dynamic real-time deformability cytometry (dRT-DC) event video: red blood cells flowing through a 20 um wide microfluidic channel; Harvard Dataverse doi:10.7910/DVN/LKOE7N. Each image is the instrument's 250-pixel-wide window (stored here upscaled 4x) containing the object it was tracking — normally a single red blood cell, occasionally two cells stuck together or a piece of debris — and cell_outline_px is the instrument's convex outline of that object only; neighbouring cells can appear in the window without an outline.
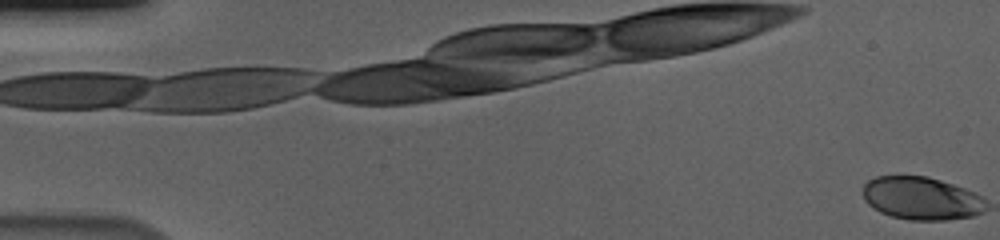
{"species": "human", "species_latin": "Homo sapiens", "temperature_condition": "cold", "stored_images_in_passage": 59, "camera_frame_rate_fps": 3000, "um_per_image_px": 0.085, "donor": {"sex": "male"}, "frame": {"image": 1, "passage_image": 1, "time_ms": 0.0, "image_size_px": [1000, 240], "cell_outline_px": [[980, 212], [968, 216], [940, 220], [912, 220], [892, 216], [876, 208], [864, 196], [864, 184], [868, 180], [880, 176], [924, 176], [960, 188], [976, 196]], "centroid_in_image_um": [78.16, 16.85], "position_along_channel_um": 6.8, "area_um2": 28.61}}
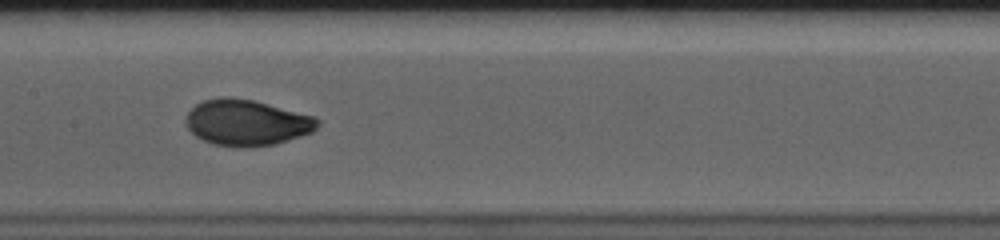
{"frame": {"image": 2, "passage_image": 31, "time_ms": 10.0, "image_size_px": [1000, 240], "cell_outline_px": [[316, 124], [308, 132], [272, 144], [216, 144], [204, 140], [196, 136], [188, 128], [188, 112], [196, 104], [204, 100], [252, 100], [312, 116], [316, 120]], "centroid_in_image_um": [20.91, 10.4], "position_along_channel_um": 186.5, "area_um2": 32.43}}
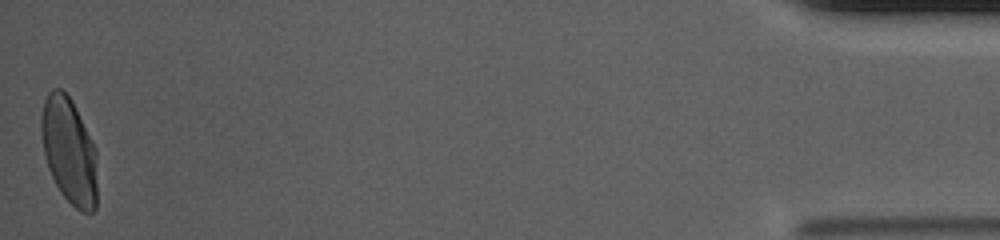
{"frame": {"image": 3, "passage_image": 59, "time_ms": 19.333, "image_size_px": [1000, 240], "cell_outline_px": [[96, 208], [92, 212], [84, 212], [76, 208], [64, 196], [56, 184], [52, 176], [44, 152], [44, 100], [48, 92], [52, 88], [60, 88], [68, 96], [96, 152]], "centroid_in_image_um": [5.91, 12.89], "position_along_channel_um": 429.3, "area_um2": 32.77}, "authors_computed_cell_mechanics": {"area_um2": 32.4258, "velocity_mm_per_s": 3.5789, "shape_relaxation_time_tau1_ms": 3.7149, "shape_relaxation_time_tau2_ms": null, "deformation_change_tau1": 0.16, "deformation_change_tau2": null}}